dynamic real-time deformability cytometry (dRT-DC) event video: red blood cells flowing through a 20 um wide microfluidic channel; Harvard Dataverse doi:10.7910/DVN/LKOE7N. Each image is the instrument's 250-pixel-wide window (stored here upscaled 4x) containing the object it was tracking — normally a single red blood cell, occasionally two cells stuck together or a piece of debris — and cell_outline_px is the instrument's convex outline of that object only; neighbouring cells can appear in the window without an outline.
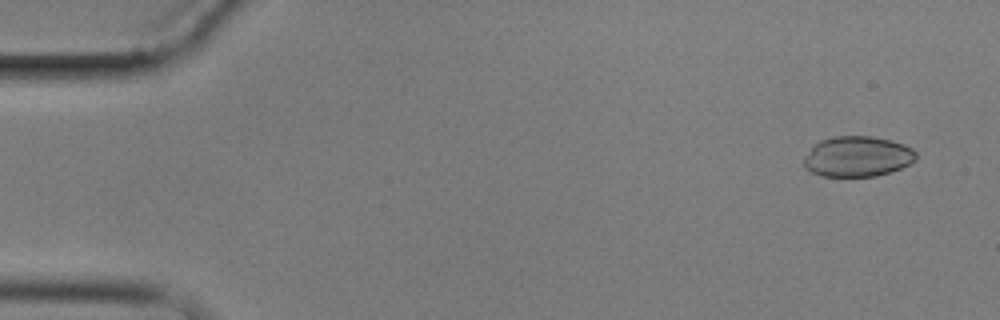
{"species": "common noctule bat (a hibernating species)", "species_latin": "Nyctalus noctula", "temperature_condition": "cold", "stored_images_in_passage": 6, "camera_frame_rate_fps": 3000, "um_per_image_px": 0.085, "animal": {"sex": "male", "body_mass_g": 17.9}, "frame": {"image": 1, "passage_image": 1, "time_ms": 0.0, "image_size_px": [1000, 320], "cell_outline_px": [[916, 160], [900, 168], [876, 176], [820, 176], [812, 172], [804, 164], [804, 156], [820, 140], [832, 136], [872, 136], [904, 144], [912, 148], [916, 152]], "centroid_in_image_um": [72.89, 13.29], "position_along_channel_um": 12.1, "area_um2": 26.24}}
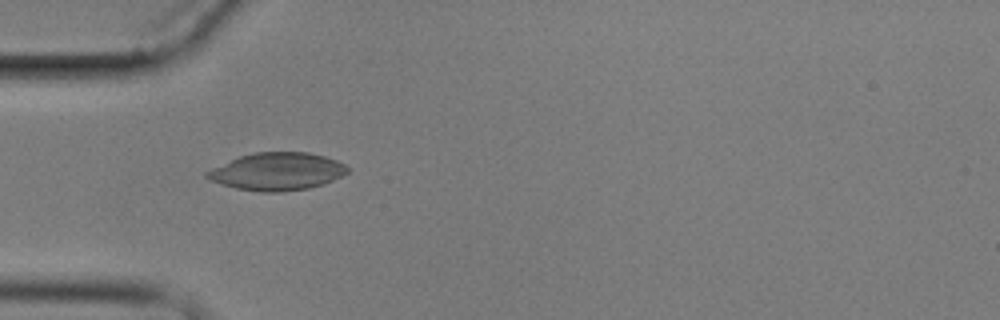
{"frame": {"image": 2, "passage_image": 5, "time_ms": 4.667, "image_size_px": [1000, 320], "cell_outline_px": [[348, 172], [324, 184], [308, 188], [280, 192], [260, 192], [236, 188], [220, 184], [204, 176], [204, 172], [212, 168], [240, 156], [256, 152], [308, 152], [324, 156], [336, 160], [344, 164], [348, 168]], "centroid_in_image_um": [23.54, 14.58], "position_along_channel_um": 61.5, "area_um2": 30.63}}
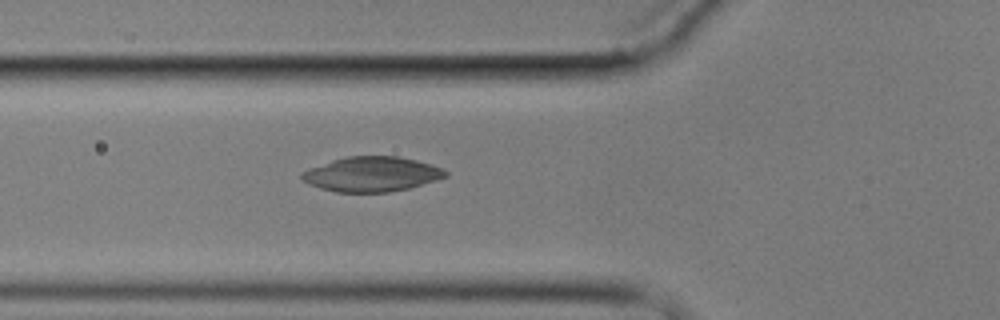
{"frame": {"image": 3, "passage_image": 6, "time_ms": 5.667, "image_size_px": [1000, 320], "cell_outline_px": [[448, 176], [436, 180], [408, 188], [388, 192], [336, 192], [320, 188], [308, 184], [300, 180], [300, 172], [332, 160], [348, 156], [400, 156], [432, 164], [444, 168], [448, 172]], "centroid_in_image_um": [31.59, 14.8], "position_along_channel_um": 94.2, "area_um2": 29.3}}